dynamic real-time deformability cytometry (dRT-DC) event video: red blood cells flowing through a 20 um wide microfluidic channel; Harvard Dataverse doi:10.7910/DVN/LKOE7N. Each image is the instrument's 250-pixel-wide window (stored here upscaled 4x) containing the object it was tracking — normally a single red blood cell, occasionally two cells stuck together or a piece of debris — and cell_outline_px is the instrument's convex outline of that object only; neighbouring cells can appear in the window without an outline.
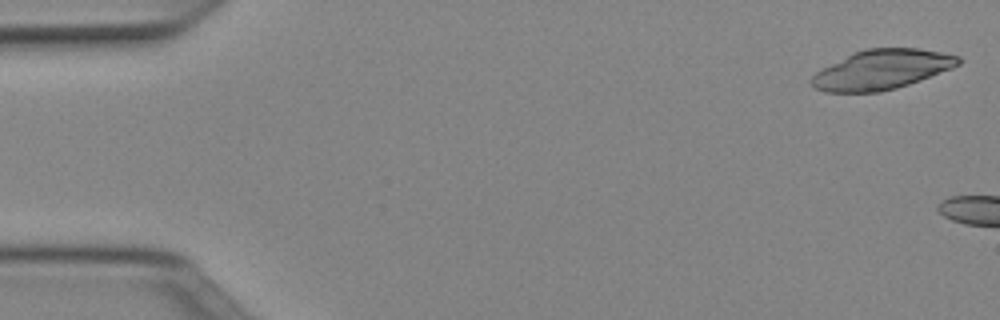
{"species": "Egyptian fruit bat (a non-hibernating species)", "species_latin": "Rousettus aegyptiacus", "temperature_condition": "cold", "stored_images_in_passage": 5, "camera_frame_rate_fps": 3000, "um_per_image_px": 0.085, "animal": {"sex": "female"}, "frame": {"image": 1, "passage_image": 1, "time_ms": 0.0, "image_size_px": [1000, 320], "cell_outline_px": [[964, 60], [960, 64], [952, 68], [920, 80], [896, 88], [880, 92], [824, 92], [816, 88], [812, 84], [812, 76], [816, 72], [852, 52], [864, 48], [920, 48], [960, 56]], "centroid_in_image_um": [74.98, 5.9], "position_along_channel_um": 10.0, "area_um2": 33.87}}